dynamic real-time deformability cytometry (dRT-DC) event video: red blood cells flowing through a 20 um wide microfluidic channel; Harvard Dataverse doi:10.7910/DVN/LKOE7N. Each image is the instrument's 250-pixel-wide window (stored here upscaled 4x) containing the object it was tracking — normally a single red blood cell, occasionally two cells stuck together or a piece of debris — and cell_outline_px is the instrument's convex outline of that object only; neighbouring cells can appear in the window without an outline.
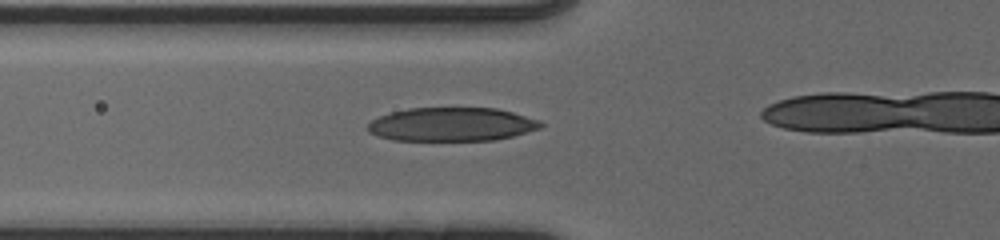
{"species": "human", "species_latin": "Homo sapiens", "temperature_condition": "cold", "stored_images_in_passage": 38, "camera_frame_rate_fps": 3000, "um_per_image_px": 0.085, "donor": {"sex": "male"}, "frame": {"image": 1, "passage_image": 15, "time_ms": 4.667, "image_size_px": [1000, 240], "cell_outline_px": [[544, 124], [540, 128], [512, 136], [492, 140], [392, 140], [376, 136], [368, 132], [364, 128], [372, 120], [380, 116], [392, 112], [408, 108], [496, 108], [512, 112], [540, 120]], "centroid_in_image_um": [38.35, 10.57], "position_along_channel_um": 87.4, "area_um2": 33.93}}
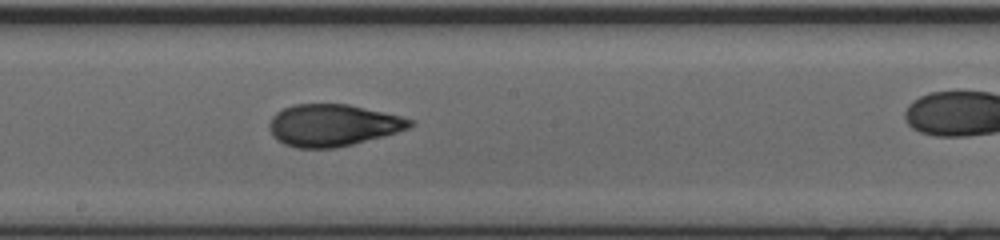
{"frame": {"image": 2, "passage_image": 25, "time_ms": 8.0, "image_size_px": [1000, 240], "cell_outline_px": [[416, 120], [408, 128], [384, 136], [352, 144], [332, 148], [296, 148], [284, 144], [276, 140], [272, 136], [268, 128], [268, 124], [272, 116], [276, 112], [284, 108], [296, 104], [348, 104], [400, 116]], "centroid_in_image_um": [28.24, 10.65], "position_along_channel_um": 220.0, "area_um2": 34.33}}
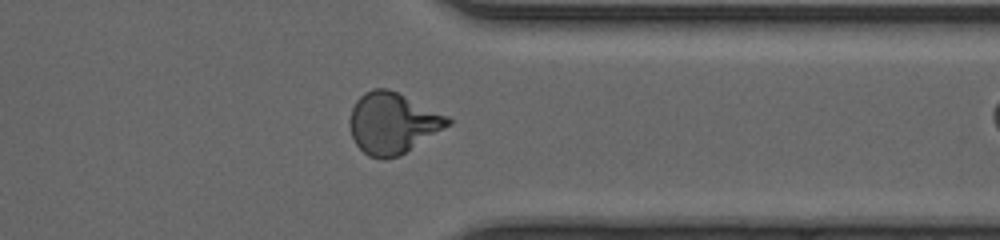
{"frame": {"image": 3, "passage_image": 37, "time_ms": 12.0, "image_size_px": [1000, 240], "cell_outline_px": [[452, 124], [400, 156], [384, 160], [380, 160], [368, 156], [356, 144], [352, 136], [348, 124], [348, 120], [352, 108], [356, 100], [364, 92], [372, 88], [388, 88], [448, 116], [452, 120]], "centroid_in_image_um": [33.35, 10.48], "position_along_channel_um": 378.1, "area_um2": 35.14}}